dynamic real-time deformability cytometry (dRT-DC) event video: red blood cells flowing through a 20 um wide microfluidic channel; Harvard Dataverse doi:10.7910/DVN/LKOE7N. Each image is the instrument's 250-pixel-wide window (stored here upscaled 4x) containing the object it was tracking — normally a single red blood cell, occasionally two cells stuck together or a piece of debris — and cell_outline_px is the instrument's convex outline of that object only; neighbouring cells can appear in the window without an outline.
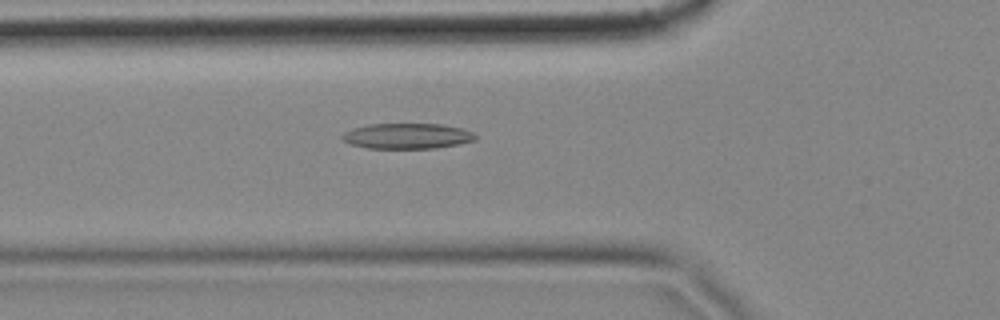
{"species": "common noctule bat (a hibernating species)", "species_latin": "Nyctalus noctula", "temperature_condition": "cold", "stored_images_in_passage": 51, "camera_frame_rate_fps": 3000, "um_per_image_px": 0.085, "animal": {"sex": "female", "body_mass_g": 18.4}, "frame": {"image": 1, "passage_image": 13, "time_ms": 4.0, "image_size_px": [1000, 320], "cell_outline_px": [[476, 140], [460, 144], [436, 148], [368, 148], [352, 144], [344, 140], [340, 136], [344, 132], [352, 128], [368, 124], [444, 124], [460, 128], [472, 132], [476, 136]], "centroid_in_image_um": [34.62, 11.56], "position_along_channel_um": 91.2, "area_um2": 19.77}}
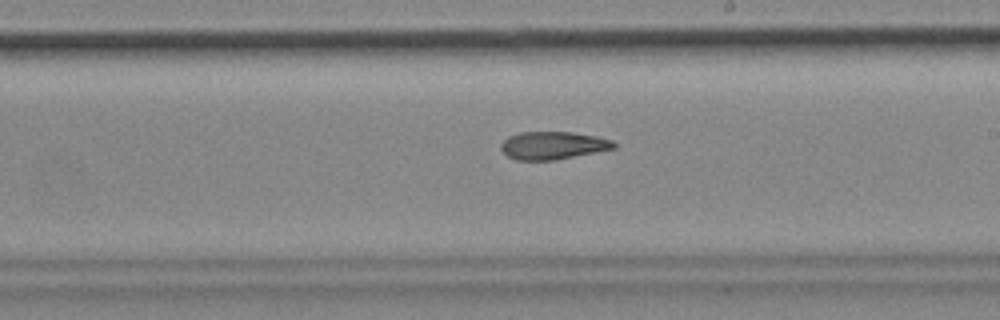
{"frame": {"image": 2, "passage_image": 26, "time_ms": 8.333, "image_size_px": [1000, 320], "cell_outline_px": [[616, 148], [556, 160], [516, 160], [508, 156], [500, 148], [500, 144], [508, 136], [520, 132], [572, 132], [596, 136], [612, 140], [616, 144]], "centroid_in_image_um": [46.99, 12.36], "position_along_channel_um": 242.0, "area_um2": 18.32}}
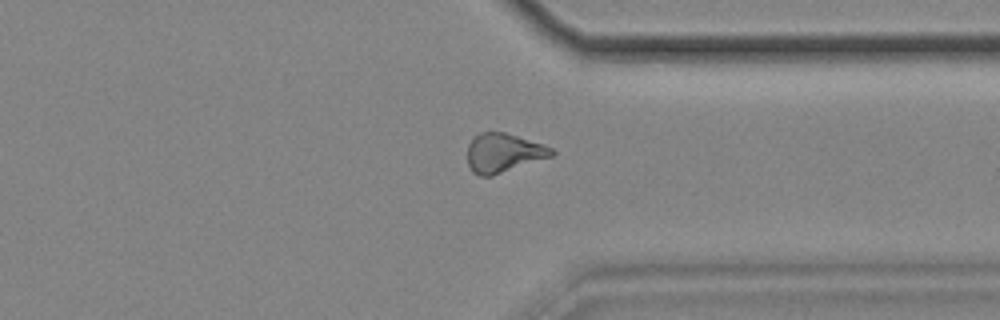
{"frame": {"image": 3, "passage_image": 37, "time_ms": 12.0, "image_size_px": [1000, 320], "cell_outline_px": [[556, 152], [552, 156], [492, 176], [480, 176], [472, 172], [468, 164], [468, 144], [480, 132], [504, 132], [544, 144], [552, 148]], "centroid_in_image_um": [42.8, 13.0], "position_along_channel_um": 368.6, "area_um2": 19.07}, "authors_computed_cell_mechanics": {"area_um2": 19.2474, "velocity_mm_per_s": 3.4741, "shape_relaxation_time_tau1_ms": null, "shape_relaxation_time_tau2_ms": 6.0575, "deformation_change_tau1": null, "deformation_change_tau2": 0.1539}}